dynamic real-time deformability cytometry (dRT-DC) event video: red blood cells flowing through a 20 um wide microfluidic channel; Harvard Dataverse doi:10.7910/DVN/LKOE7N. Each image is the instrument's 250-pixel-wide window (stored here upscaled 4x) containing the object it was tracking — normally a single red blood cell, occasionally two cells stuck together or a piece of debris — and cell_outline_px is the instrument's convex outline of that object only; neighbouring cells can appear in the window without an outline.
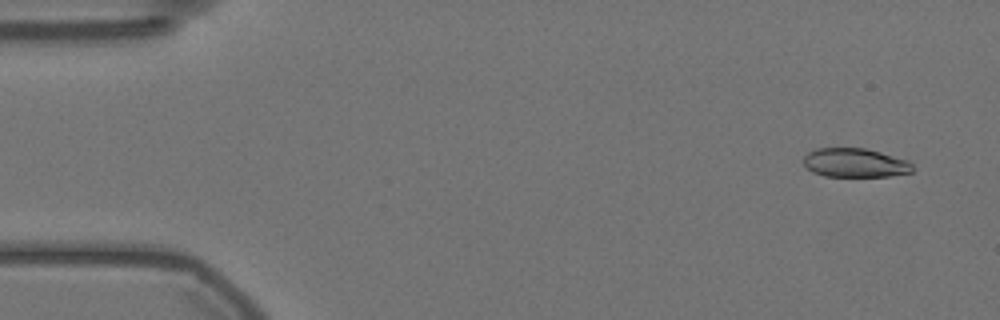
{"species": "Egyptian fruit bat (a non-hibernating species)", "species_latin": "Rousettus aegyptiacus", "temperature_condition": "warm", "stored_images_in_passage": 57, "camera_frame_rate_fps": 3000, "um_per_image_px": 0.085, "animal": {"sex": "female"}, "frame": {"image": 1, "passage_image": 4, "time_ms": 1.0, "image_size_px": [1000, 320], "cell_outline_px": [[912, 172], [888, 176], [824, 176], [812, 172], [804, 164], [804, 156], [808, 152], [816, 148], [864, 148], [880, 152], [908, 160], [912, 164]], "centroid_in_image_um": [72.66, 13.83], "position_along_channel_um": 12.3, "area_um2": 18.32}}
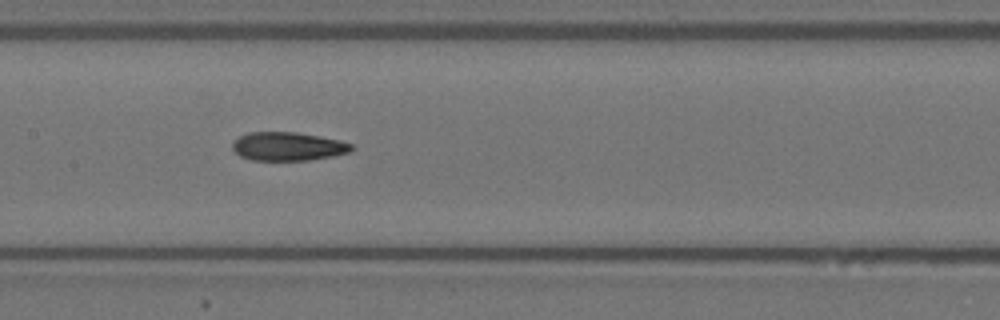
{"frame": {"image": 2, "passage_image": 28, "time_ms": 9.0, "image_size_px": [1000, 320], "cell_outline_px": [[356, 148], [348, 152], [332, 156], [308, 160], [252, 160], [240, 156], [232, 148], [232, 144], [240, 136], [248, 132], [296, 132], [340, 140], [352, 144]], "centroid_in_image_um": [24.48, 12.44], "position_along_channel_um": 182.9, "area_um2": 19.71}}
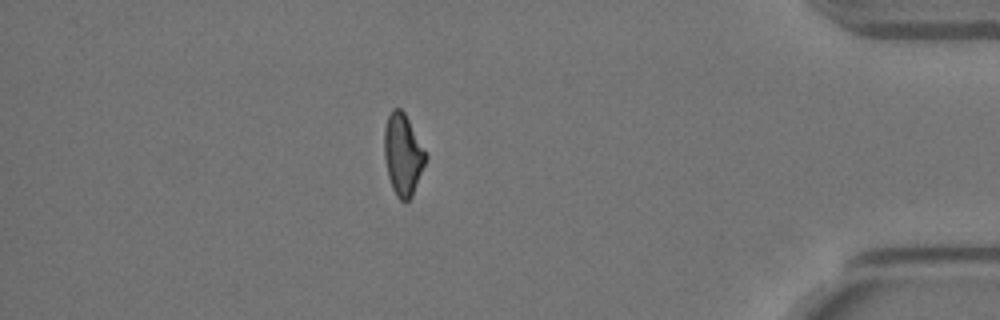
{"frame": {"image": 3, "passage_image": 50, "time_ms": 16.333, "image_size_px": [1000, 320], "cell_outline_px": [[428, 156], [412, 196], [408, 200], [400, 200], [396, 196], [392, 188], [388, 176], [384, 156], [384, 128], [388, 116], [392, 108], [400, 108], [404, 112]], "centroid_in_image_um": [34.23, 13.13], "position_along_channel_um": 401.0, "area_um2": 19.54}, "authors_computed_cell_mechanics": {"area_um2": 20.1722, "velocity_mm_per_s": 3.5614, "shape_relaxation_time_tau1_ms": null, "shape_relaxation_time_tau2_ms": 4.2684, "deformation_change_tau1": null, "deformation_change_tau2": 0.1197}}